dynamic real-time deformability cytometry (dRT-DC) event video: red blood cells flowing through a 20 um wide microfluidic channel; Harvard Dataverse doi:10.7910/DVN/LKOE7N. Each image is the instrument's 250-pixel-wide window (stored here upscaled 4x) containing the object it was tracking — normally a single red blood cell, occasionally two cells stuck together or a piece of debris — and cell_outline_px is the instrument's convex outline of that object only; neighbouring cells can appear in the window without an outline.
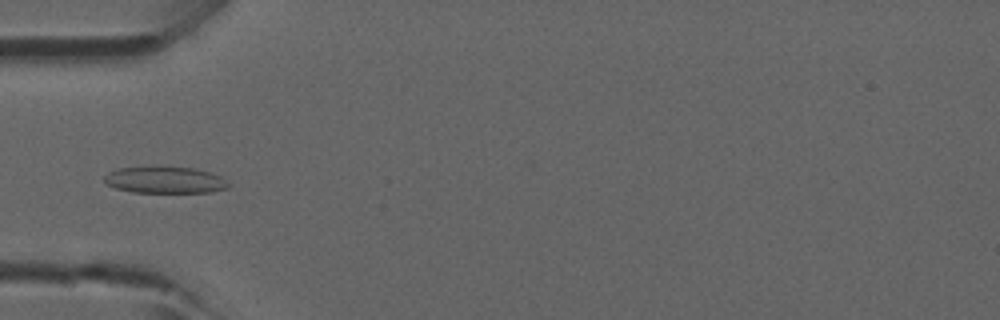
{"species": "common noctule bat (a hibernating species)", "species_latin": "Nyctalus noctula", "temperature_condition": "room temperature", "stored_images_in_passage": 6, "camera_frame_rate_fps": 3000, "um_per_image_px": 0.085, "animal": {"sex": "male", "forearm_length_mm": 52.5}, "frame": {"image": 1, "passage_image": 4, "time_ms": 1.0, "image_size_px": [1000, 320], "cell_outline_px": [[228, 188], [212, 192], [132, 192], [116, 188], [108, 184], [104, 180], [104, 176], [108, 172], [116, 168], [160, 164], [192, 168], [208, 172], [220, 176], [228, 184]], "centroid_in_image_um": [13.96, 15.25], "position_along_channel_um": 71.0, "area_um2": 19.77}}
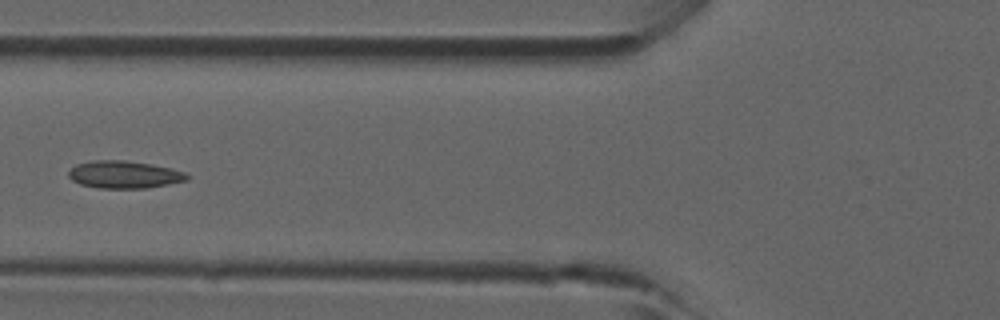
{"frame": {"image": 2, "passage_image": 5, "time_ms": 1.333, "image_size_px": [1000, 320], "cell_outline_px": [[188, 180], [168, 184], [144, 188], [100, 188], [80, 184], [72, 180], [68, 176], [68, 172], [76, 164], [92, 160], [124, 160], [152, 164], [172, 168], [184, 172], [188, 176]], "centroid_in_image_um": [10.54, 14.83], "position_along_channel_um": 115.3, "area_um2": 18.9}}
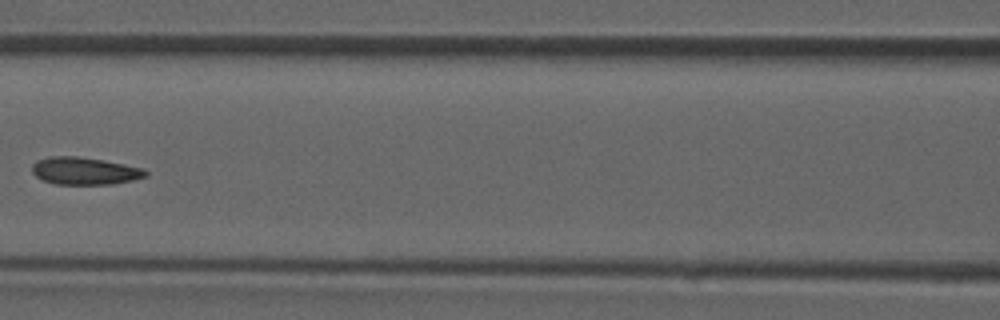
{"frame": {"image": 3, "passage_image": 6, "time_ms": 1.667, "image_size_px": [1000, 320], "cell_outline_px": [[148, 176], [132, 180], [112, 184], [56, 184], [44, 180], [36, 176], [32, 172], [32, 164], [36, 160], [48, 156], [76, 156], [104, 160], [144, 168], [148, 172]], "centroid_in_image_um": [7.2, 14.52], "position_along_channel_um": 159.4, "area_um2": 18.21}}